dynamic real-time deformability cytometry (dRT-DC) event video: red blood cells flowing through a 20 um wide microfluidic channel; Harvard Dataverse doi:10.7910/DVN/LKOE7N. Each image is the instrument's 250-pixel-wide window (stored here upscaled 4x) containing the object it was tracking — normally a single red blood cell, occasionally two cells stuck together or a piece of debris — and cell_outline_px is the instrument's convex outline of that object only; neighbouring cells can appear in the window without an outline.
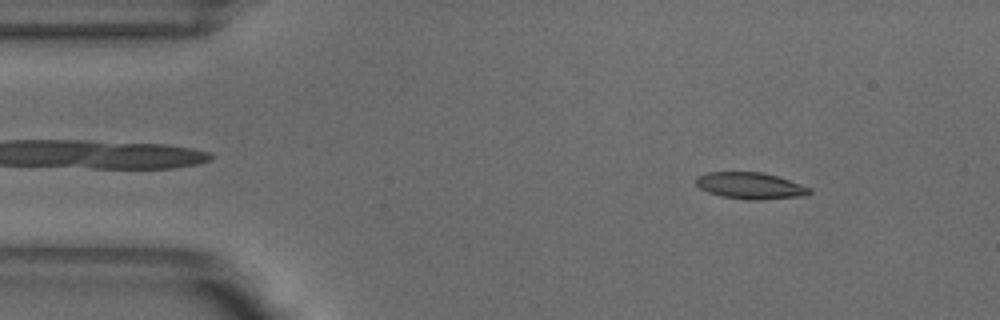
{"species": "common noctule bat (a hibernating species)", "species_latin": "Nyctalus noctula", "temperature_condition": "warm", "stored_images_in_passage": 50, "camera_frame_rate_fps": 3000, "um_per_image_px": 0.085, "animal": {"sex": "male", "body_mass_g": 18.8}, "frame": {"image": 1, "passage_image": 5, "time_ms": 1.333, "image_size_px": [1000, 320], "cell_outline_px": [[812, 192], [808, 196], [760, 200], [748, 200], [720, 196], [708, 192], [700, 188], [696, 184], [696, 176], [708, 172], [764, 172], [812, 188]], "centroid_in_image_um": [63.8, 15.79], "position_along_channel_um": 21.2, "area_um2": 17.74}}
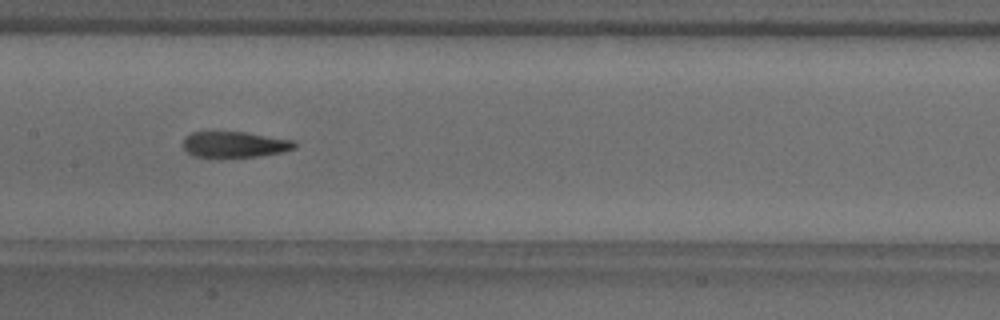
{"frame": {"image": 2, "passage_image": 23, "time_ms": 7.333, "image_size_px": [1000, 320], "cell_outline_px": [[296, 148], [280, 152], [256, 156], [220, 160], [192, 156], [184, 148], [184, 136], [192, 132], [244, 132], [296, 140]], "centroid_in_image_um": [19.91, 12.32], "position_along_channel_um": 187.5, "area_um2": 17.46}}
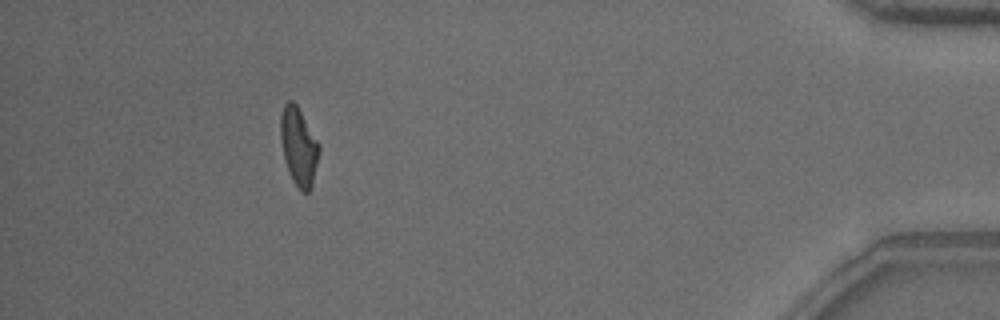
{"frame": {"image": 3, "passage_image": 45, "time_ms": 14.667, "image_size_px": [1000, 320], "cell_outline_px": [[320, 152], [312, 184], [308, 192], [300, 192], [292, 180], [284, 160], [280, 140], [280, 116], [284, 104], [288, 100], [292, 100], [296, 104], [320, 144]], "centroid_in_image_um": [25.38, 12.45], "position_along_channel_um": 409.8, "area_um2": 17.69}, "authors_computed_cell_mechanics": {"area_um2": 17.7157, "velocity_mm_per_s": 3.8831, "shape_relaxation_time_tau1_ms": 6.9216, "shape_relaxation_time_tau2_ms": 2.4441, "deformation_change_tau1": 0.2227, "deformation_change_tau2": 0.1181}}